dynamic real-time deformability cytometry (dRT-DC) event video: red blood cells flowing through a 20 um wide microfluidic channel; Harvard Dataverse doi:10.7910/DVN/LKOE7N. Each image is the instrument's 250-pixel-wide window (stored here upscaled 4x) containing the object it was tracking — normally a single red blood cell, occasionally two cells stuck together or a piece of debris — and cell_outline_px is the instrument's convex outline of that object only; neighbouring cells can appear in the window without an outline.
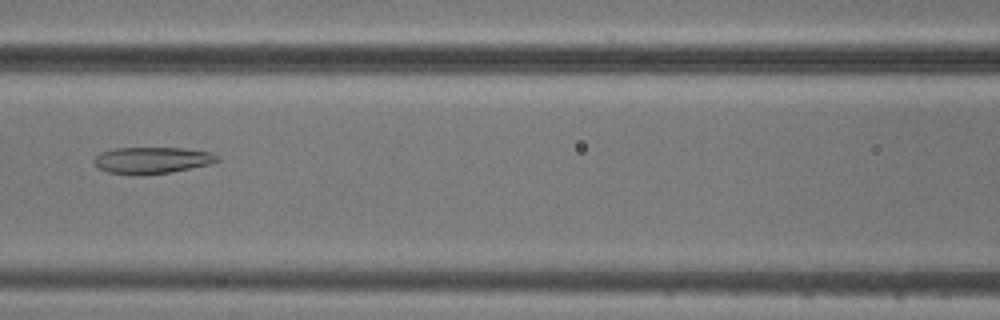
{"species": "common noctule bat (a hibernating species)", "species_latin": "Nyctalus noctula", "temperature_condition": "cold", "stored_images_in_passage": 10, "camera_frame_rate_fps": 3000, "um_per_image_px": 0.085, "animal": {"sex": "male", "body_mass_g": 20.5, "forearm_length_mm": 52.5}, "frame": {"image": 1, "passage_image": 7, "time_ms": 7.0, "image_size_px": [1000, 320], "cell_outline_px": [[220, 160], [208, 164], [172, 172], [108, 172], [100, 168], [92, 160], [100, 152], [112, 148], [184, 148], [212, 152], [220, 156]], "centroid_in_image_um": [12.98, 13.56], "position_along_channel_um": 153.6, "area_um2": 18.32}}
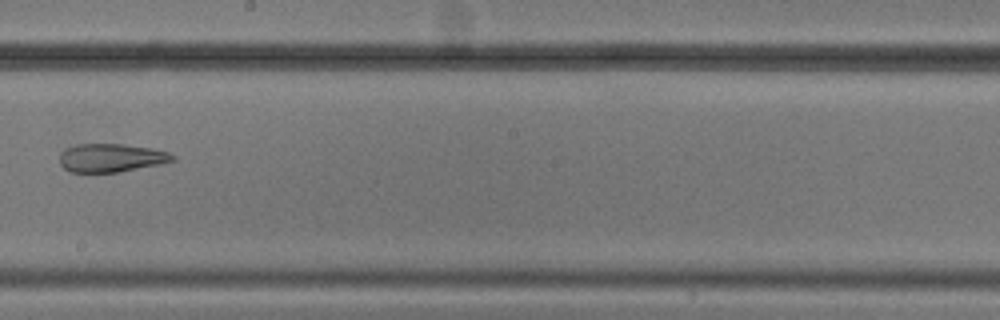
{"frame": {"image": 2, "passage_image": 9, "time_ms": 9.333, "image_size_px": [1000, 320], "cell_outline_px": [[176, 160], [160, 164], [120, 172], [72, 172], [64, 168], [60, 164], [60, 152], [64, 148], [76, 144], [120, 144], [152, 148], [168, 152], [176, 156]], "centroid_in_image_um": [9.44, 13.41], "position_along_channel_um": 238.8, "area_um2": 18.79}}
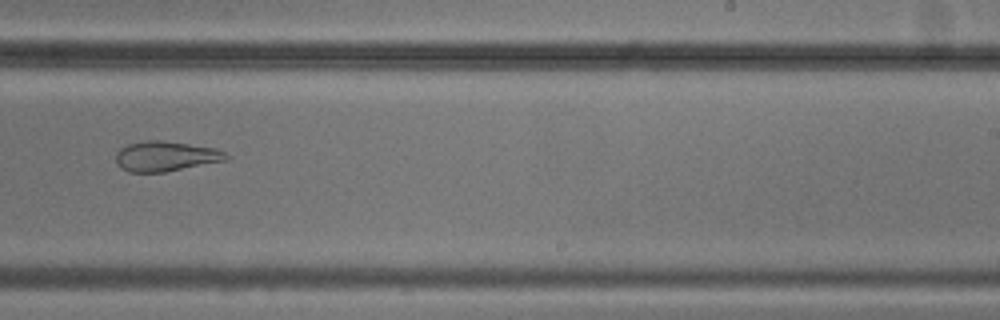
{"frame": {"image": 3, "passage_image": 10, "time_ms": 10.333, "image_size_px": [1000, 320], "cell_outline_px": [[232, 156], [228, 160], [164, 172], [128, 172], [120, 168], [116, 164], [116, 152], [120, 148], [128, 144], [148, 140], [160, 140], [216, 148]], "centroid_in_image_um": [14.09, 13.29], "position_along_channel_um": 274.9, "area_um2": 19.42}}